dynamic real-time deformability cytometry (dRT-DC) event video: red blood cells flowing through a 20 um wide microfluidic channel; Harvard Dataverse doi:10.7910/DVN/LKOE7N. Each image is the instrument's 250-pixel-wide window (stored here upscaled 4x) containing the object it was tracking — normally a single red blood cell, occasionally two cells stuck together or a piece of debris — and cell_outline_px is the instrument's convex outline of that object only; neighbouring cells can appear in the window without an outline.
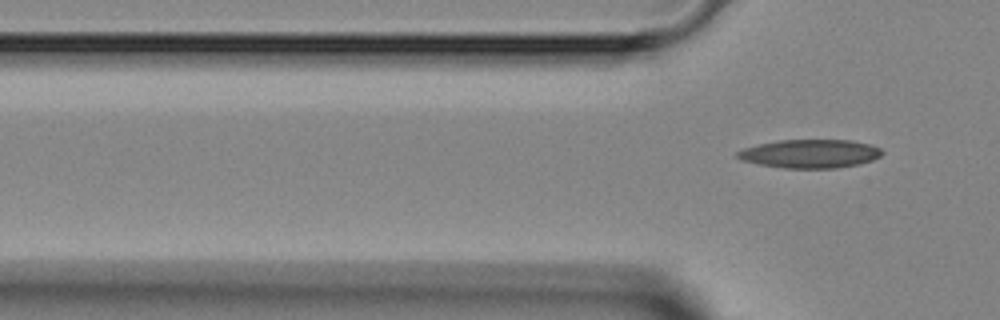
{"species": "Egyptian fruit bat (a non-hibernating species)", "species_latin": "Rousettus aegyptiacus", "temperature_condition": "room temperature", "stored_images_in_passage": 4, "segment_of_instrument_passage": [2, 2], "camera_frame_rate_fps": 3000, "um_per_image_px": 0.085, "animal": {"sex": "female"}, "frame": {"image": 1, "passage_image": 4, "time_ms": 3.667, "image_size_px": [1000, 320], "cell_outline_px": [[884, 152], [880, 156], [872, 160], [860, 164], [836, 168], [784, 168], [760, 164], [740, 160], [736, 156], [736, 152], [744, 148], [760, 144], [780, 140], [852, 140], [872, 144], [880, 148]], "centroid_in_image_um": [68.89, 13.06], "position_along_channel_um": 56.9, "area_um2": 24.1}}